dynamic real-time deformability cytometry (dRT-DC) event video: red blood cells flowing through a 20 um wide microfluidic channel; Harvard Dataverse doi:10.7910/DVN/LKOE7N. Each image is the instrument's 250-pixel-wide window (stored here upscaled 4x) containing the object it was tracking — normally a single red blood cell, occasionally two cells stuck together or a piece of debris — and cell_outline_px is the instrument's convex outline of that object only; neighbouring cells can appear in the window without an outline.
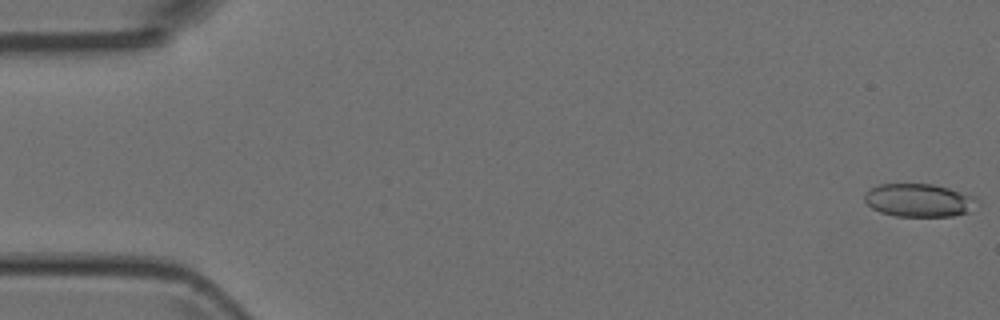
{"species": "Egyptian fruit bat (a non-hibernating species)", "species_latin": "Rousettus aegyptiacus", "temperature_condition": "room temperature", "stored_images_in_passage": 43, "camera_frame_rate_fps": 3000, "um_per_image_px": 0.085, "animal": {"sex": "female"}, "frame": {"image": 1, "passage_image": 1, "time_ms": 0.0, "image_size_px": [1000, 320], "cell_outline_px": [[980, 204], [968, 212], [952, 216], [896, 216], [880, 212], [872, 208], [864, 200], [864, 192], [880, 184], [932, 184], [948, 188], [976, 196]], "centroid_in_image_um": [78.14, 17.02], "position_along_channel_um": 6.9, "area_um2": 21.85}}
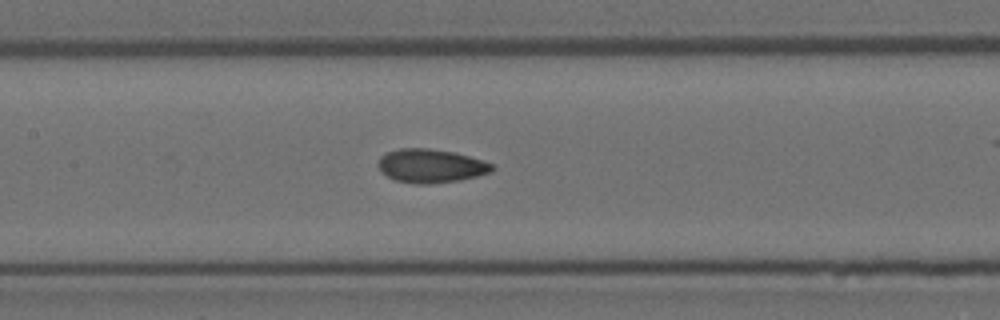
{"frame": {"image": 2, "passage_image": 24, "time_ms": 7.667, "image_size_px": [1000, 320], "cell_outline_px": [[496, 168], [492, 172], [476, 176], [456, 180], [428, 184], [420, 184], [396, 180], [388, 176], [380, 168], [380, 156], [388, 152], [400, 148], [428, 148], [452, 152], [468, 156], [492, 164]], "centroid_in_image_um": [36.64, 14.09], "position_along_channel_um": 170.8, "area_um2": 21.79}}
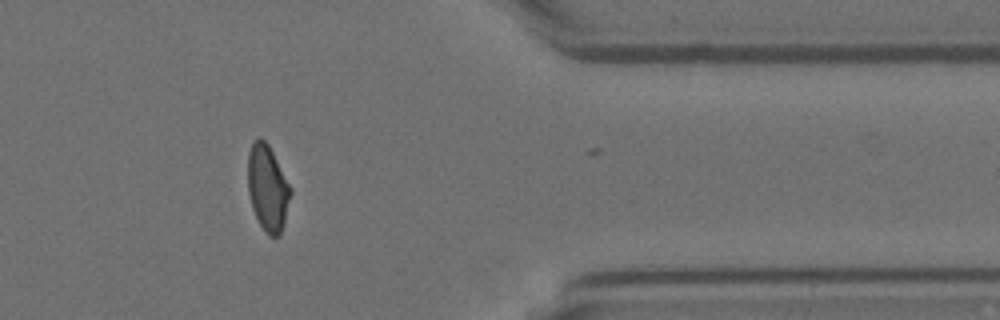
{"frame": {"image": 3, "passage_image": 42, "time_ms": 13.667, "image_size_px": [1000, 320], "cell_outline_px": [[292, 192], [280, 236], [268, 236], [260, 224], [252, 208], [248, 192], [248, 152], [252, 144], [260, 136], [268, 144], [292, 188]], "centroid_in_image_um": [22.75, 15.98], "position_along_channel_um": 388.6, "area_um2": 21.33}}